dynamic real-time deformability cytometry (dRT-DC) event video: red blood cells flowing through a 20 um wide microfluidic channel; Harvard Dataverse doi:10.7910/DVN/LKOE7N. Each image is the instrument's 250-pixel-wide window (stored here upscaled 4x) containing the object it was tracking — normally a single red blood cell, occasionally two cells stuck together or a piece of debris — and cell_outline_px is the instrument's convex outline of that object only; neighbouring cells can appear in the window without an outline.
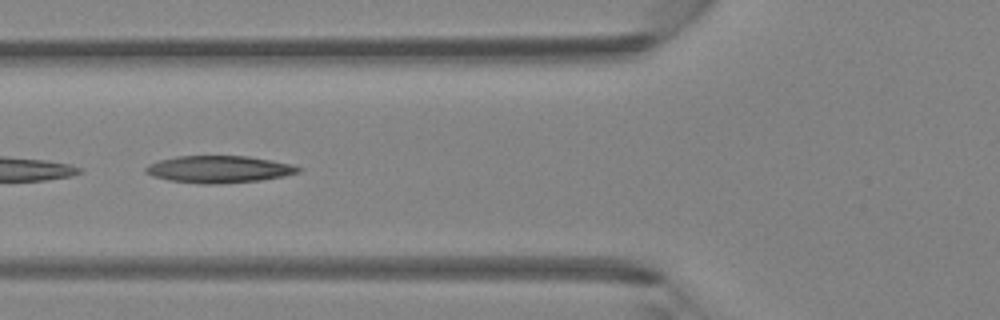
{"species": "Egyptian fruit bat (a non-hibernating species)", "species_latin": "Rousettus aegyptiacus", "temperature_condition": "room temperature", "stored_images_in_passage": 6, "camera_frame_rate_fps": 3000, "um_per_image_px": 0.085, "animal": {"sex": "female"}, "frame": {"image": 1, "passage_image": 5, "time_ms": 1.333, "image_size_px": [1000, 320], "cell_outline_px": [[304, 168], [300, 172], [284, 176], [260, 180], [212, 184], [200, 184], [168, 180], [152, 176], [144, 172], [144, 168], [148, 164], [160, 160], [176, 156], [248, 156], [272, 160], [292, 164]], "centroid_in_image_um": [18.61, 14.38], "position_along_channel_um": 107.2, "area_um2": 24.22}}
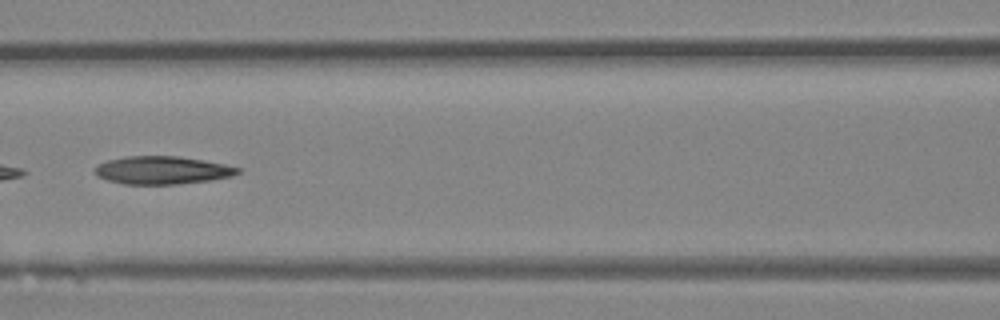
{"frame": {"image": 2, "passage_image": 6, "time_ms": 1.667, "image_size_px": [1000, 320], "cell_outline_px": [[240, 172], [232, 176], [208, 180], [176, 184], [124, 184], [108, 180], [96, 176], [92, 172], [100, 164], [108, 160], [124, 156], [180, 156], [204, 160], [224, 164], [240, 168]], "centroid_in_image_um": [13.77, 14.46], "position_along_channel_um": 152.8, "area_um2": 23.18}}